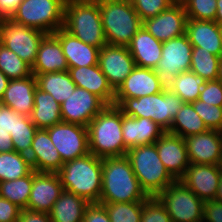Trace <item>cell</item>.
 Wrapping results in <instances>:
<instances>
[{
    "mask_svg": "<svg viewBox=\"0 0 222 222\" xmlns=\"http://www.w3.org/2000/svg\"><path fill=\"white\" fill-rule=\"evenodd\" d=\"M185 34L193 47L222 56L220 26L215 21L187 19Z\"/></svg>",
    "mask_w": 222,
    "mask_h": 222,
    "instance_id": "26",
    "label": "cell"
},
{
    "mask_svg": "<svg viewBox=\"0 0 222 222\" xmlns=\"http://www.w3.org/2000/svg\"><path fill=\"white\" fill-rule=\"evenodd\" d=\"M68 68L60 41L53 34H47L39 45L32 74L68 71Z\"/></svg>",
    "mask_w": 222,
    "mask_h": 222,
    "instance_id": "27",
    "label": "cell"
},
{
    "mask_svg": "<svg viewBox=\"0 0 222 222\" xmlns=\"http://www.w3.org/2000/svg\"><path fill=\"white\" fill-rule=\"evenodd\" d=\"M0 71L10 80L26 78L32 74L31 66L28 63L1 44Z\"/></svg>",
    "mask_w": 222,
    "mask_h": 222,
    "instance_id": "37",
    "label": "cell"
},
{
    "mask_svg": "<svg viewBox=\"0 0 222 222\" xmlns=\"http://www.w3.org/2000/svg\"><path fill=\"white\" fill-rule=\"evenodd\" d=\"M28 157L33 170L37 172L57 173L63 165L47 129L36 130Z\"/></svg>",
    "mask_w": 222,
    "mask_h": 222,
    "instance_id": "21",
    "label": "cell"
},
{
    "mask_svg": "<svg viewBox=\"0 0 222 222\" xmlns=\"http://www.w3.org/2000/svg\"><path fill=\"white\" fill-rule=\"evenodd\" d=\"M107 44L128 46L143 22L130 0H97Z\"/></svg>",
    "mask_w": 222,
    "mask_h": 222,
    "instance_id": "5",
    "label": "cell"
},
{
    "mask_svg": "<svg viewBox=\"0 0 222 222\" xmlns=\"http://www.w3.org/2000/svg\"><path fill=\"white\" fill-rule=\"evenodd\" d=\"M63 191L64 188L57 173L34 171L27 209L50 213L53 204Z\"/></svg>",
    "mask_w": 222,
    "mask_h": 222,
    "instance_id": "18",
    "label": "cell"
},
{
    "mask_svg": "<svg viewBox=\"0 0 222 222\" xmlns=\"http://www.w3.org/2000/svg\"><path fill=\"white\" fill-rule=\"evenodd\" d=\"M33 75L36 77L37 87L51 94L59 104L63 103L77 87L68 71Z\"/></svg>",
    "mask_w": 222,
    "mask_h": 222,
    "instance_id": "31",
    "label": "cell"
},
{
    "mask_svg": "<svg viewBox=\"0 0 222 222\" xmlns=\"http://www.w3.org/2000/svg\"><path fill=\"white\" fill-rule=\"evenodd\" d=\"M90 203L82 197L64 190L50 211L52 222H82Z\"/></svg>",
    "mask_w": 222,
    "mask_h": 222,
    "instance_id": "30",
    "label": "cell"
},
{
    "mask_svg": "<svg viewBox=\"0 0 222 222\" xmlns=\"http://www.w3.org/2000/svg\"><path fill=\"white\" fill-rule=\"evenodd\" d=\"M206 80L191 71L178 74L174 85L170 90L175 93L183 102L191 103L198 100L201 88Z\"/></svg>",
    "mask_w": 222,
    "mask_h": 222,
    "instance_id": "35",
    "label": "cell"
},
{
    "mask_svg": "<svg viewBox=\"0 0 222 222\" xmlns=\"http://www.w3.org/2000/svg\"><path fill=\"white\" fill-rule=\"evenodd\" d=\"M141 222H172L165 207L156 197H149L142 209Z\"/></svg>",
    "mask_w": 222,
    "mask_h": 222,
    "instance_id": "43",
    "label": "cell"
},
{
    "mask_svg": "<svg viewBox=\"0 0 222 222\" xmlns=\"http://www.w3.org/2000/svg\"><path fill=\"white\" fill-rule=\"evenodd\" d=\"M18 127V113L13 109L3 106L0 109V130L14 133Z\"/></svg>",
    "mask_w": 222,
    "mask_h": 222,
    "instance_id": "46",
    "label": "cell"
},
{
    "mask_svg": "<svg viewBox=\"0 0 222 222\" xmlns=\"http://www.w3.org/2000/svg\"><path fill=\"white\" fill-rule=\"evenodd\" d=\"M217 80L220 81L222 83V56L220 58V62H219V68H218V77Z\"/></svg>",
    "mask_w": 222,
    "mask_h": 222,
    "instance_id": "55",
    "label": "cell"
},
{
    "mask_svg": "<svg viewBox=\"0 0 222 222\" xmlns=\"http://www.w3.org/2000/svg\"><path fill=\"white\" fill-rule=\"evenodd\" d=\"M220 35H221V43H222V26H220Z\"/></svg>",
    "mask_w": 222,
    "mask_h": 222,
    "instance_id": "56",
    "label": "cell"
},
{
    "mask_svg": "<svg viewBox=\"0 0 222 222\" xmlns=\"http://www.w3.org/2000/svg\"><path fill=\"white\" fill-rule=\"evenodd\" d=\"M89 153L98 158L124 156L128 149L122 134V111L115 105H107L88 124Z\"/></svg>",
    "mask_w": 222,
    "mask_h": 222,
    "instance_id": "2",
    "label": "cell"
},
{
    "mask_svg": "<svg viewBox=\"0 0 222 222\" xmlns=\"http://www.w3.org/2000/svg\"><path fill=\"white\" fill-rule=\"evenodd\" d=\"M37 88L36 77L9 80L2 96L3 106L9 107L21 115L30 117L34 108V94Z\"/></svg>",
    "mask_w": 222,
    "mask_h": 222,
    "instance_id": "24",
    "label": "cell"
},
{
    "mask_svg": "<svg viewBox=\"0 0 222 222\" xmlns=\"http://www.w3.org/2000/svg\"><path fill=\"white\" fill-rule=\"evenodd\" d=\"M154 144L166 170L180 180L190 165L184 138L166 131Z\"/></svg>",
    "mask_w": 222,
    "mask_h": 222,
    "instance_id": "17",
    "label": "cell"
},
{
    "mask_svg": "<svg viewBox=\"0 0 222 222\" xmlns=\"http://www.w3.org/2000/svg\"><path fill=\"white\" fill-rule=\"evenodd\" d=\"M190 163L220 165L222 160V132L207 130L184 138Z\"/></svg>",
    "mask_w": 222,
    "mask_h": 222,
    "instance_id": "16",
    "label": "cell"
},
{
    "mask_svg": "<svg viewBox=\"0 0 222 222\" xmlns=\"http://www.w3.org/2000/svg\"><path fill=\"white\" fill-rule=\"evenodd\" d=\"M207 130L208 128L194 110L192 104L184 103L177 112L171 128L167 132L186 138L187 136L203 133Z\"/></svg>",
    "mask_w": 222,
    "mask_h": 222,
    "instance_id": "32",
    "label": "cell"
},
{
    "mask_svg": "<svg viewBox=\"0 0 222 222\" xmlns=\"http://www.w3.org/2000/svg\"><path fill=\"white\" fill-rule=\"evenodd\" d=\"M107 104L97 95L76 87L74 92L60 104L62 122L88 126L91 120Z\"/></svg>",
    "mask_w": 222,
    "mask_h": 222,
    "instance_id": "13",
    "label": "cell"
},
{
    "mask_svg": "<svg viewBox=\"0 0 222 222\" xmlns=\"http://www.w3.org/2000/svg\"><path fill=\"white\" fill-rule=\"evenodd\" d=\"M64 190L99 203L102 188V159L92 153L63 163L57 172Z\"/></svg>",
    "mask_w": 222,
    "mask_h": 222,
    "instance_id": "3",
    "label": "cell"
},
{
    "mask_svg": "<svg viewBox=\"0 0 222 222\" xmlns=\"http://www.w3.org/2000/svg\"><path fill=\"white\" fill-rule=\"evenodd\" d=\"M144 202L101 204L105 206L111 222H141Z\"/></svg>",
    "mask_w": 222,
    "mask_h": 222,
    "instance_id": "39",
    "label": "cell"
},
{
    "mask_svg": "<svg viewBox=\"0 0 222 222\" xmlns=\"http://www.w3.org/2000/svg\"><path fill=\"white\" fill-rule=\"evenodd\" d=\"M98 64L115 91L136 66L128 47L111 44L100 49Z\"/></svg>",
    "mask_w": 222,
    "mask_h": 222,
    "instance_id": "14",
    "label": "cell"
},
{
    "mask_svg": "<svg viewBox=\"0 0 222 222\" xmlns=\"http://www.w3.org/2000/svg\"><path fill=\"white\" fill-rule=\"evenodd\" d=\"M9 80L10 79L0 71V98H2L4 91L6 90Z\"/></svg>",
    "mask_w": 222,
    "mask_h": 222,
    "instance_id": "52",
    "label": "cell"
},
{
    "mask_svg": "<svg viewBox=\"0 0 222 222\" xmlns=\"http://www.w3.org/2000/svg\"><path fill=\"white\" fill-rule=\"evenodd\" d=\"M47 131L63 163L83 157L89 153L86 126L60 122L47 128Z\"/></svg>",
    "mask_w": 222,
    "mask_h": 222,
    "instance_id": "12",
    "label": "cell"
},
{
    "mask_svg": "<svg viewBox=\"0 0 222 222\" xmlns=\"http://www.w3.org/2000/svg\"><path fill=\"white\" fill-rule=\"evenodd\" d=\"M21 208L0 197V222H17Z\"/></svg>",
    "mask_w": 222,
    "mask_h": 222,
    "instance_id": "47",
    "label": "cell"
},
{
    "mask_svg": "<svg viewBox=\"0 0 222 222\" xmlns=\"http://www.w3.org/2000/svg\"><path fill=\"white\" fill-rule=\"evenodd\" d=\"M221 173L220 165L190 163L180 181L205 202L215 200Z\"/></svg>",
    "mask_w": 222,
    "mask_h": 222,
    "instance_id": "20",
    "label": "cell"
},
{
    "mask_svg": "<svg viewBox=\"0 0 222 222\" xmlns=\"http://www.w3.org/2000/svg\"><path fill=\"white\" fill-rule=\"evenodd\" d=\"M203 222H222V203L207 200L203 206Z\"/></svg>",
    "mask_w": 222,
    "mask_h": 222,
    "instance_id": "48",
    "label": "cell"
},
{
    "mask_svg": "<svg viewBox=\"0 0 222 222\" xmlns=\"http://www.w3.org/2000/svg\"><path fill=\"white\" fill-rule=\"evenodd\" d=\"M63 28L86 44H107L97 0H66Z\"/></svg>",
    "mask_w": 222,
    "mask_h": 222,
    "instance_id": "4",
    "label": "cell"
},
{
    "mask_svg": "<svg viewBox=\"0 0 222 222\" xmlns=\"http://www.w3.org/2000/svg\"><path fill=\"white\" fill-rule=\"evenodd\" d=\"M3 107V101L2 99L0 98V109Z\"/></svg>",
    "mask_w": 222,
    "mask_h": 222,
    "instance_id": "57",
    "label": "cell"
},
{
    "mask_svg": "<svg viewBox=\"0 0 222 222\" xmlns=\"http://www.w3.org/2000/svg\"><path fill=\"white\" fill-rule=\"evenodd\" d=\"M36 130L30 117L18 113V127L14 133H10L14 151L28 156Z\"/></svg>",
    "mask_w": 222,
    "mask_h": 222,
    "instance_id": "38",
    "label": "cell"
},
{
    "mask_svg": "<svg viewBox=\"0 0 222 222\" xmlns=\"http://www.w3.org/2000/svg\"><path fill=\"white\" fill-rule=\"evenodd\" d=\"M156 198L165 207L172 222H203L204 201L182 181L175 180Z\"/></svg>",
    "mask_w": 222,
    "mask_h": 222,
    "instance_id": "9",
    "label": "cell"
},
{
    "mask_svg": "<svg viewBox=\"0 0 222 222\" xmlns=\"http://www.w3.org/2000/svg\"><path fill=\"white\" fill-rule=\"evenodd\" d=\"M37 129H47L62 122L60 104L51 94L35 89L34 108L30 116Z\"/></svg>",
    "mask_w": 222,
    "mask_h": 222,
    "instance_id": "29",
    "label": "cell"
},
{
    "mask_svg": "<svg viewBox=\"0 0 222 222\" xmlns=\"http://www.w3.org/2000/svg\"><path fill=\"white\" fill-rule=\"evenodd\" d=\"M191 104L208 130L222 132V107L214 106L201 100H196Z\"/></svg>",
    "mask_w": 222,
    "mask_h": 222,
    "instance_id": "41",
    "label": "cell"
},
{
    "mask_svg": "<svg viewBox=\"0 0 222 222\" xmlns=\"http://www.w3.org/2000/svg\"><path fill=\"white\" fill-rule=\"evenodd\" d=\"M14 151L12 136L6 131L0 130V153Z\"/></svg>",
    "mask_w": 222,
    "mask_h": 222,
    "instance_id": "51",
    "label": "cell"
},
{
    "mask_svg": "<svg viewBox=\"0 0 222 222\" xmlns=\"http://www.w3.org/2000/svg\"><path fill=\"white\" fill-rule=\"evenodd\" d=\"M198 100L222 107V83L218 80L206 81L201 88Z\"/></svg>",
    "mask_w": 222,
    "mask_h": 222,
    "instance_id": "44",
    "label": "cell"
},
{
    "mask_svg": "<svg viewBox=\"0 0 222 222\" xmlns=\"http://www.w3.org/2000/svg\"><path fill=\"white\" fill-rule=\"evenodd\" d=\"M163 90L154 69L135 66L115 91L113 105L118 106L125 98H139L160 93Z\"/></svg>",
    "mask_w": 222,
    "mask_h": 222,
    "instance_id": "19",
    "label": "cell"
},
{
    "mask_svg": "<svg viewBox=\"0 0 222 222\" xmlns=\"http://www.w3.org/2000/svg\"><path fill=\"white\" fill-rule=\"evenodd\" d=\"M187 14L182 2H175L155 17L143 21V26L157 40L164 42L185 34Z\"/></svg>",
    "mask_w": 222,
    "mask_h": 222,
    "instance_id": "15",
    "label": "cell"
},
{
    "mask_svg": "<svg viewBox=\"0 0 222 222\" xmlns=\"http://www.w3.org/2000/svg\"><path fill=\"white\" fill-rule=\"evenodd\" d=\"M53 35L60 41L69 67H83L98 64L100 48L86 44L63 27Z\"/></svg>",
    "mask_w": 222,
    "mask_h": 222,
    "instance_id": "25",
    "label": "cell"
},
{
    "mask_svg": "<svg viewBox=\"0 0 222 222\" xmlns=\"http://www.w3.org/2000/svg\"><path fill=\"white\" fill-rule=\"evenodd\" d=\"M46 35L43 31L18 24L12 19H0V44L12 50L31 67Z\"/></svg>",
    "mask_w": 222,
    "mask_h": 222,
    "instance_id": "11",
    "label": "cell"
},
{
    "mask_svg": "<svg viewBox=\"0 0 222 222\" xmlns=\"http://www.w3.org/2000/svg\"><path fill=\"white\" fill-rule=\"evenodd\" d=\"M66 0H22L11 18L14 22L53 34L64 25Z\"/></svg>",
    "mask_w": 222,
    "mask_h": 222,
    "instance_id": "8",
    "label": "cell"
},
{
    "mask_svg": "<svg viewBox=\"0 0 222 222\" xmlns=\"http://www.w3.org/2000/svg\"><path fill=\"white\" fill-rule=\"evenodd\" d=\"M33 177L34 170L25 177L0 182V197L9 200L21 209H27Z\"/></svg>",
    "mask_w": 222,
    "mask_h": 222,
    "instance_id": "34",
    "label": "cell"
},
{
    "mask_svg": "<svg viewBox=\"0 0 222 222\" xmlns=\"http://www.w3.org/2000/svg\"><path fill=\"white\" fill-rule=\"evenodd\" d=\"M192 49L186 34L163 42L162 56L154 70L164 90H170L178 74L190 71Z\"/></svg>",
    "mask_w": 222,
    "mask_h": 222,
    "instance_id": "10",
    "label": "cell"
},
{
    "mask_svg": "<svg viewBox=\"0 0 222 222\" xmlns=\"http://www.w3.org/2000/svg\"><path fill=\"white\" fill-rule=\"evenodd\" d=\"M68 72L77 87L100 97L107 105H113L115 90L101 71L99 64L83 67H69Z\"/></svg>",
    "mask_w": 222,
    "mask_h": 222,
    "instance_id": "22",
    "label": "cell"
},
{
    "mask_svg": "<svg viewBox=\"0 0 222 222\" xmlns=\"http://www.w3.org/2000/svg\"><path fill=\"white\" fill-rule=\"evenodd\" d=\"M136 13L142 20L155 17L174 4L175 0H130Z\"/></svg>",
    "mask_w": 222,
    "mask_h": 222,
    "instance_id": "42",
    "label": "cell"
},
{
    "mask_svg": "<svg viewBox=\"0 0 222 222\" xmlns=\"http://www.w3.org/2000/svg\"><path fill=\"white\" fill-rule=\"evenodd\" d=\"M187 19L214 21L217 0H182Z\"/></svg>",
    "mask_w": 222,
    "mask_h": 222,
    "instance_id": "40",
    "label": "cell"
},
{
    "mask_svg": "<svg viewBox=\"0 0 222 222\" xmlns=\"http://www.w3.org/2000/svg\"><path fill=\"white\" fill-rule=\"evenodd\" d=\"M215 200L222 203V173H221L220 182L218 185V190H217Z\"/></svg>",
    "mask_w": 222,
    "mask_h": 222,
    "instance_id": "54",
    "label": "cell"
},
{
    "mask_svg": "<svg viewBox=\"0 0 222 222\" xmlns=\"http://www.w3.org/2000/svg\"><path fill=\"white\" fill-rule=\"evenodd\" d=\"M32 171L33 168L27 155L16 151L0 153V182L25 177Z\"/></svg>",
    "mask_w": 222,
    "mask_h": 222,
    "instance_id": "33",
    "label": "cell"
},
{
    "mask_svg": "<svg viewBox=\"0 0 222 222\" xmlns=\"http://www.w3.org/2000/svg\"><path fill=\"white\" fill-rule=\"evenodd\" d=\"M162 44L142 25L127 47L136 66L155 69L162 56Z\"/></svg>",
    "mask_w": 222,
    "mask_h": 222,
    "instance_id": "28",
    "label": "cell"
},
{
    "mask_svg": "<svg viewBox=\"0 0 222 222\" xmlns=\"http://www.w3.org/2000/svg\"><path fill=\"white\" fill-rule=\"evenodd\" d=\"M126 156L142 189L149 197H156L175 181L161 162L155 144L132 147L128 149Z\"/></svg>",
    "mask_w": 222,
    "mask_h": 222,
    "instance_id": "7",
    "label": "cell"
},
{
    "mask_svg": "<svg viewBox=\"0 0 222 222\" xmlns=\"http://www.w3.org/2000/svg\"><path fill=\"white\" fill-rule=\"evenodd\" d=\"M165 132L151 119L131 117L122 113V134L127 149L154 144Z\"/></svg>",
    "mask_w": 222,
    "mask_h": 222,
    "instance_id": "23",
    "label": "cell"
},
{
    "mask_svg": "<svg viewBox=\"0 0 222 222\" xmlns=\"http://www.w3.org/2000/svg\"><path fill=\"white\" fill-rule=\"evenodd\" d=\"M22 0H0V19H11Z\"/></svg>",
    "mask_w": 222,
    "mask_h": 222,
    "instance_id": "50",
    "label": "cell"
},
{
    "mask_svg": "<svg viewBox=\"0 0 222 222\" xmlns=\"http://www.w3.org/2000/svg\"><path fill=\"white\" fill-rule=\"evenodd\" d=\"M184 103L171 90H163L139 98H125L117 107L124 115L151 119L168 131Z\"/></svg>",
    "mask_w": 222,
    "mask_h": 222,
    "instance_id": "6",
    "label": "cell"
},
{
    "mask_svg": "<svg viewBox=\"0 0 222 222\" xmlns=\"http://www.w3.org/2000/svg\"><path fill=\"white\" fill-rule=\"evenodd\" d=\"M216 6H217V12L214 21L219 26H222V0H217Z\"/></svg>",
    "mask_w": 222,
    "mask_h": 222,
    "instance_id": "53",
    "label": "cell"
},
{
    "mask_svg": "<svg viewBox=\"0 0 222 222\" xmlns=\"http://www.w3.org/2000/svg\"><path fill=\"white\" fill-rule=\"evenodd\" d=\"M126 155L102 159V188L99 203H128L146 201Z\"/></svg>",
    "mask_w": 222,
    "mask_h": 222,
    "instance_id": "1",
    "label": "cell"
},
{
    "mask_svg": "<svg viewBox=\"0 0 222 222\" xmlns=\"http://www.w3.org/2000/svg\"><path fill=\"white\" fill-rule=\"evenodd\" d=\"M82 222H111L105 206L101 203H90L85 209Z\"/></svg>",
    "mask_w": 222,
    "mask_h": 222,
    "instance_id": "45",
    "label": "cell"
},
{
    "mask_svg": "<svg viewBox=\"0 0 222 222\" xmlns=\"http://www.w3.org/2000/svg\"><path fill=\"white\" fill-rule=\"evenodd\" d=\"M17 222H52L49 213L21 209Z\"/></svg>",
    "mask_w": 222,
    "mask_h": 222,
    "instance_id": "49",
    "label": "cell"
},
{
    "mask_svg": "<svg viewBox=\"0 0 222 222\" xmlns=\"http://www.w3.org/2000/svg\"><path fill=\"white\" fill-rule=\"evenodd\" d=\"M220 58L203 48L193 47L190 71L206 81L217 80Z\"/></svg>",
    "mask_w": 222,
    "mask_h": 222,
    "instance_id": "36",
    "label": "cell"
}]
</instances>
